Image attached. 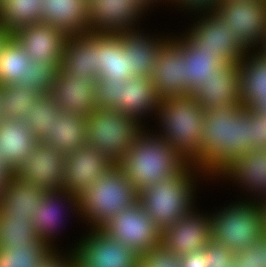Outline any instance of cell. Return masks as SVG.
<instances>
[{"instance_id": "obj_12", "label": "cell", "mask_w": 266, "mask_h": 267, "mask_svg": "<svg viewBox=\"0 0 266 267\" xmlns=\"http://www.w3.org/2000/svg\"><path fill=\"white\" fill-rule=\"evenodd\" d=\"M214 11L247 51H258L266 33V0H220Z\"/></svg>"}, {"instance_id": "obj_14", "label": "cell", "mask_w": 266, "mask_h": 267, "mask_svg": "<svg viewBox=\"0 0 266 267\" xmlns=\"http://www.w3.org/2000/svg\"><path fill=\"white\" fill-rule=\"evenodd\" d=\"M211 184V187L216 185L215 188L222 185L220 189L223 185L224 187L228 185L229 188L232 185L233 190L240 193H235L237 196L233 197L243 200L262 201L266 199V148H254L247 151Z\"/></svg>"}, {"instance_id": "obj_46", "label": "cell", "mask_w": 266, "mask_h": 267, "mask_svg": "<svg viewBox=\"0 0 266 267\" xmlns=\"http://www.w3.org/2000/svg\"><path fill=\"white\" fill-rule=\"evenodd\" d=\"M181 267H207L204 248L180 257Z\"/></svg>"}, {"instance_id": "obj_34", "label": "cell", "mask_w": 266, "mask_h": 267, "mask_svg": "<svg viewBox=\"0 0 266 267\" xmlns=\"http://www.w3.org/2000/svg\"><path fill=\"white\" fill-rule=\"evenodd\" d=\"M52 250L41 240L39 243H10L0 247V267H40Z\"/></svg>"}, {"instance_id": "obj_13", "label": "cell", "mask_w": 266, "mask_h": 267, "mask_svg": "<svg viewBox=\"0 0 266 267\" xmlns=\"http://www.w3.org/2000/svg\"><path fill=\"white\" fill-rule=\"evenodd\" d=\"M100 229L138 253L161 244L162 231L139 201L113 216Z\"/></svg>"}, {"instance_id": "obj_38", "label": "cell", "mask_w": 266, "mask_h": 267, "mask_svg": "<svg viewBox=\"0 0 266 267\" xmlns=\"http://www.w3.org/2000/svg\"><path fill=\"white\" fill-rule=\"evenodd\" d=\"M61 63L31 61L27 66L26 81L21 85L39 95L50 94Z\"/></svg>"}, {"instance_id": "obj_5", "label": "cell", "mask_w": 266, "mask_h": 267, "mask_svg": "<svg viewBox=\"0 0 266 267\" xmlns=\"http://www.w3.org/2000/svg\"><path fill=\"white\" fill-rule=\"evenodd\" d=\"M233 198L211 208V240L236 252L258 244L265 231L258 201Z\"/></svg>"}, {"instance_id": "obj_53", "label": "cell", "mask_w": 266, "mask_h": 267, "mask_svg": "<svg viewBox=\"0 0 266 267\" xmlns=\"http://www.w3.org/2000/svg\"><path fill=\"white\" fill-rule=\"evenodd\" d=\"M255 110H261V111H263V112L266 113V96L263 97V102L260 103V104L255 108Z\"/></svg>"}, {"instance_id": "obj_54", "label": "cell", "mask_w": 266, "mask_h": 267, "mask_svg": "<svg viewBox=\"0 0 266 267\" xmlns=\"http://www.w3.org/2000/svg\"><path fill=\"white\" fill-rule=\"evenodd\" d=\"M1 108H2V104H1V88H0V120L2 119Z\"/></svg>"}, {"instance_id": "obj_40", "label": "cell", "mask_w": 266, "mask_h": 267, "mask_svg": "<svg viewBox=\"0 0 266 267\" xmlns=\"http://www.w3.org/2000/svg\"><path fill=\"white\" fill-rule=\"evenodd\" d=\"M122 81L96 80V104L101 109H114L119 104Z\"/></svg>"}, {"instance_id": "obj_52", "label": "cell", "mask_w": 266, "mask_h": 267, "mask_svg": "<svg viewBox=\"0 0 266 267\" xmlns=\"http://www.w3.org/2000/svg\"><path fill=\"white\" fill-rule=\"evenodd\" d=\"M258 51L264 55L266 57V33H265V37L263 39V43L261 45V47L258 49Z\"/></svg>"}, {"instance_id": "obj_41", "label": "cell", "mask_w": 266, "mask_h": 267, "mask_svg": "<svg viewBox=\"0 0 266 267\" xmlns=\"http://www.w3.org/2000/svg\"><path fill=\"white\" fill-rule=\"evenodd\" d=\"M219 2L220 0H165V8L170 9L169 11L172 9V12L176 10L178 14L184 13L181 16H188L194 13L213 11Z\"/></svg>"}, {"instance_id": "obj_7", "label": "cell", "mask_w": 266, "mask_h": 267, "mask_svg": "<svg viewBox=\"0 0 266 267\" xmlns=\"http://www.w3.org/2000/svg\"><path fill=\"white\" fill-rule=\"evenodd\" d=\"M143 127L128 114L98 108L87 117L86 143L116 164L131 148Z\"/></svg>"}, {"instance_id": "obj_55", "label": "cell", "mask_w": 266, "mask_h": 267, "mask_svg": "<svg viewBox=\"0 0 266 267\" xmlns=\"http://www.w3.org/2000/svg\"><path fill=\"white\" fill-rule=\"evenodd\" d=\"M0 162H5L2 156H0Z\"/></svg>"}, {"instance_id": "obj_6", "label": "cell", "mask_w": 266, "mask_h": 267, "mask_svg": "<svg viewBox=\"0 0 266 267\" xmlns=\"http://www.w3.org/2000/svg\"><path fill=\"white\" fill-rule=\"evenodd\" d=\"M138 200L139 193L114 164L79 196L82 229L101 228L113 216L133 206Z\"/></svg>"}, {"instance_id": "obj_32", "label": "cell", "mask_w": 266, "mask_h": 267, "mask_svg": "<svg viewBox=\"0 0 266 267\" xmlns=\"http://www.w3.org/2000/svg\"><path fill=\"white\" fill-rule=\"evenodd\" d=\"M41 21L42 0L0 1V29L7 33Z\"/></svg>"}, {"instance_id": "obj_17", "label": "cell", "mask_w": 266, "mask_h": 267, "mask_svg": "<svg viewBox=\"0 0 266 267\" xmlns=\"http://www.w3.org/2000/svg\"><path fill=\"white\" fill-rule=\"evenodd\" d=\"M113 165L103 152L86 143L66 155L63 187L70 194L79 197Z\"/></svg>"}, {"instance_id": "obj_9", "label": "cell", "mask_w": 266, "mask_h": 267, "mask_svg": "<svg viewBox=\"0 0 266 267\" xmlns=\"http://www.w3.org/2000/svg\"><path fill=\"white\" fill-rule=\"evenodd\" d=\"M41 201L42 208L34 212V218L31 220L35 233L51 250H66L67 246L64 247L61 242L65 237L62 234L69 232L66 231L68 229L66 227L69 224L72 225V222H76L79 226L82 224L79 197L62 188L45 191ZM71 219L72 221H70ZM73 219L75 220L73 221ZM68 222L71 223L68 224ZM60 242L61 244H58Z\"/></svg>"}, {"instance_id": "obj_15", "label": "cell", "mask_w": 266, "mask_h": 267, "mask_svg": "<svg viewBox=\"0 0 266 267\" xmlns=\"http://www.w3.org/2000/svg\"><path fill=\"white\" fill-rule=\"evenodd\" d=\"M199 205L162 231L161 244L179 257L199 251L211 241L210 210Z\"/></svg>"}, {"instance_id": "obj_8", "label": "cell", "mask_w": 266, "mask_h": 267, "mask_svg": "<svg viewBox=\"0 0 266 267\" xmlns=\"http://www.w3.org/2000/svg\"><path fill=\"white\" fill-rule=\"evenodd\" d=\"M81 231L76 232L74 242L66 243V250L74 252L79 267H138L137 251L113 240L100 228Z\"/></svg>"}, {"instance_id": "obj_1", "label": "cell", "mask_w": 266, "mask_h": 267, "mask_svg": "<svg viewBox=\"0 0 266 267\" xmlns=\"http://www.w3.org/2000/svg\"><path fill=\"white\" fill-rule=\"evenodd\" d=\"M201 171L214 181L251 151V108L227 105L204 109Z\"/></svg>"}, {"instance_id": "obj_27", "label": "cell", "mask_w": 266, "mask_h": 267, "mask_svg": "<svg viewBox=\"0 0 266 267\" xmlns=\"http://www.w3.org/2000/svg\"><path fill=\"white\" fill-rule=\"evenodd\" d=\"M68 36L88 33L87 0H42V21Z\"/></svg>"}, {"instance_id": "obj_2", "label": "cell", "mask_w": 266, "mask_h": 267, "mask_svg": "<svg viewBox=\"0 0 266 267\" xmlns=\"http://www.w3.org/2000/svg\"><path fill=\"white\" fill-rule=\"evenodd\" d=\"M211 182L212 180L196 165L189 163L177 174L141 191L138 201L163 231L199 206L201 201L198 193L202 192L205 184V189L207 186L209 188Z\"/></svg>"}, {"instance_id": "obj_48", "label": "cell", "mask_w": 266, "mask_h": 267, "mask_svg": "<svg viewBox=\"0 0 266 267\" xmlns=\"http://www.w3.org/2000/svg\"><path fill=\"white\" fill-rule=\"evenodd\" d=\"M151 13L154 12L156 14V9L160 10L159 7L164 9L166 6L165 0H139ZM156 8V9H155ZM155 10V11H154Z\"/></svg>"}, {"instance_id": "obj_35", "label": "cell", "mask_w": 266, "mask_h": 267, "mask_svg": "<svg viewBox=\"0 0 266 267\" xmlns=\"http://www.w3.org/2000/svg\"><path fill=\"white\" fill-rule=\"evenodd\" d=\"M1 88V116L9 120L25 121L30 106L40 96L35 91L22 85L0 86Z\"/></svg>"}, {"instance_id": "obj_10", "label": "cell", "mask_w": 266, "mask_h": 267, "mask_svg": "<svg viewBox=\"0 0 266 267\" xmlns=\"http://www.w3.org/2000/svg\"><path fill=\"white\" fill-rule=\"evenodd\" d=\"M187 17L188 23L186 22L182 31L199 49L215 52L218 60L224 65L240 61L247 52L237 41L236 32L232 31L227 20H223L214 10L190 14Z\"/></svg>"}, {"instance_id": "obj_11", "label": "cell", "mask_w": 266, "mask_h": 267, "mask_svg": "<svg viewBox=\"0 0 266 267\" xmlns=\"http://www.w3.org/2000/svg\"><path fill=\"white\" fill-rule=\"evenodd\" d=\"M151 15L139 0H88V28L91 33L138 30L144 28L147 17L151 18Z\"/></svg>"}, {"instance_id": "obj_37", "label": "cell", "mask_w": 266, "mask_h": 267, "mask_svg": "<svg viewBox=\"0 0 266 267\" xmlns=\"http://www.w3.org/2000/svg\"><path fill=\"white\" fill-rule=\"evenodd\" d=\"M41 239L34 231L31 220L19 217L0 216V247L10 243H39Z\"/></svg>"}, {"instance_id": "obj_29", "label": "cell", "mask_w": 266, "mask_h": 267, "mask_svg": "<svg viewBox=\"0 0 266 267\" xmlns=\"http://www.w3.org/2000/svg\"><path fill=\"white\" fill-rule=\"evenodd\" d=\"M39 140L22 121L0 120V156L15 172Z\"/></svg>"}, {"instance_id": "obj_28", "label": "cell", "mask_w": 266, "mask_h": 267, "mask_svg": "<svg viewBox=\"0 0 266 267\" xmlns=\"http://www.w3.org/2000/svg\"><path fill=\"white\" fill-rule=\"evenodd\" d=\"M86 133V117L60 110L51 130L40 141L67 155L86 144Z\"/></svg>"}, {"instance_id": "obj_16", "label": "cell", "mask_w": 266, "mask_h": 267, "mask_svg": "<svg viewBox=\"0 0 266 267\" xmlns=\"http://www.w3.org/2000/svg\"><path fill=\"white\" fill-rule=\"evenodd\" d=\"M66 154L40 140L14 174L44 191L64 188Z\"/></svg>"}, {"instance_id": "obj_50", "label": "cell", "mask_w": 266, "mask_h": 267, "mask_svg": "<svg viewBox=\"0 0 266 267\" xmlns=\"http://www.w3.org/2000/svg\"><path fill=\"white\" fill-rule=\"evenodd\" d=\"M11 36V33H7L4 30L0 29V51L5 41Z\"/></svg>"}, {"instance_id": "obj_23", "label": "cell", "mask_w": 266, "mask_h": 267, "mask_svg": "<svg viewBox=\"0 0 266 267\" xmlns=\"http://www.w3.org/2000/svg\"><path fill=\"white\" fill-rule=\"evenodd\" d=\"M160 99L150 77L132 76L121 85L119 104L113 109L128 114L142 125L155 120Z\"/></svg>"}, {"instance_id": "obj_47", "label": "cell", "mask_w": 266, "mask_h": 267, "mask_svg": "<svg viewBox=\"0 0 266 267\" xmlns=\"http://www.w3.org/2000/svg\"><path fill=\"white\" fill-rule=\"evenodd\" d=\"M14 171L8 166L6 162H0V201L7 182Z\"/></svg>"}, {"instance_id": "obj_31", "label": "cell", "mask_w": 266, "mask_h": 267, "mask_svg": "<svg viewBox=\"0 0 266 267\" xmlns=\"http://www.w3.org/2000/svg\"><path fill=\"white\" fill-rule=\"evenodd\" d=\"M241 103L255 109L266 96V57L259 51H247L239 61Z\"/></svg>"}, {"instance_id": "obj_39", "label": "cell", "mask_w": 266, "mask_h": 267, "mask_svg": "<svg viewBox=\"0 0 266 267\" xmlns=\"http://www.w3.org/2000/svg\"><path fill=\"white\" fill-rule=\"evenodd\" d=\"M138 267H181V260L178 255L160 244L139 253Z\"/></svg>"}, {"instance_id": "obj_22", "label": "cell", "mask_w": 266, "mask_h": 267, "mask_svg": "<svg viewBox=\"0 0 266 267\" xmlns=\"http://www.w3.org/2000/svg\"><path fill=\"white\" fill-rule=\"evenodd\" d=\"M186 59L168 41L158 53L150 79L158 98L182 96L186 94Z\"/></svg>"}, {"instance_id": "obj_21", "label": "cell", "mask_w": 266, "mask_h": 267, "mask_svg": "<svg viewBox=\"0 0 266 267\" xmlns=\"http://www.w3.org/2000/svg\"><path fill=\"white\" fill-rule=\"evenodd\" d=\"M145 28L122 33L124 49L128 52L129 70H133V76L150 77L158 53L172 35V30L153 33L147 24Z\"/></svg>"}, {"instance_id": "obj_36", "label": "cell", "mask_w": 266, "mask_h": 267, "mask_svg": "<svg viewBox=\"0 0 266 267\" xmlns=\"http://www.w3.org/2000/svg\"><path fill=\"white\" fill-rule=\"evenodd\" d=\"M60 107L52 100L50 94L40 95L30 106V111L24 123L27 128L40 140L49 133Z\"/></svg>"}, {"instance_id": "obj_25", "label": "cell", "mask_w": 266, "mask_h": 267, "mask_svg": "<svg viewBox=\"0 0 266 267\" xmlns=\"http://www.w3.org/2000/svg\"><path fill=\"white\" fill-rule=\"evenodd\" d=\"M100 33L69 36L66 41L59 71L73 76L98 79V48Z\"/></svg>"}, {"instance_id": "obj_42", "label": "cell", "mask_w": 266, "mask_h": 267, "mask_svg": "<svg viewBox=\"0 0 266 267\" xmlns=\"http://www.w3.org/2000/svg\"><path fill=\"white\" fill-rule=\"evenodd\" d=\"M204 252L207 258V267H230L234 265V252L212 240L204 247Z\"/></svg>"}, {"instance_id": "obj_44", "label": "cell", "mask_w": 266, "mask_h": 267, "mask_svg": "<svg viewBox=\"0 0 266 267\" xmlns=\"http://www.w3.org/2000/svg\"><path fill=\"white\" fill-rule=\"evenodd\" d=\"M251 148H266V113L251 109Z\"/></svg>"}, {"instance_id": "obj_24", "label": "cell", "mask_w": 266, "mask_h": 267, "mask_svg": "<svg viewBox=\"0 0 266 267\" xmlns=\"http://www.w3.org/2000/svg\"><path fill=\"white\" fill-rule=\"evenodd\" d=\"M174 31L169 41L186 59V94H190L224 64L218 60L215 52L199 49L183 31Z\"/></svg>"}, {"instance_id": "obj_43", "label": "cell", "mask_w": 266, "mask_h": 267, "mask_svg": "<svg viewBox=\"0 0 266 267\" xmlns=\"http://www.w3.org/2000/svg\"><path fill=\"white\" fill-rule=\"evenodd\" d=\"M234 265L239 267H264L263 241L241 251L234 252Z\"/></svg>"}, {"instance_id": "obj_33", "label": "cell", "mask_w": 266, "mask_h": 267, "mask_svg": "<svg viewBox=\"0 0 266 267\" xmlns=\"http://www.w3.org/2000/svg\"><path fill=\"white\" fill-rule=\"evenodd\" d=\"M30 62L26 51L10 36L0 51V86L24 83Z\"/></svg>"}, {"instance_id": "obj_45", "label": "cell", "mask_w": 266, "mask_h": 267, "mask_svg": "<svg viewBox=\"0 0 266 267\" xmlns=\"http://www.w3.org/2000/svg\"><path fill=\"white\" fill-rule=\"evenodd\" d=\"M77 264L73 251H53L43 260L40 267H75Z\"/></svg>"}, {"instance_id": "obj_20", "label": "cell", "mask_w": 266, "mask_h": 267, "mask_svg": "<svg viewBox=\"0 0 266 267\" xmlns=\"http://www.w3.org/2000/svg\"><path fill=\"white\" fill-rule=\"evenodd\" d=\"M191 94L203 109L242 105L239 61L221 66Z\"/></svg>"}, {"instance_id": "obj_19", "label": "cell", "mask_w": 266, "mask_h": 267, "mask_svg": "<svg viewBox=\"0 0 266 267\" xmlns=\"http://www.w3.org/2000/svg\"><path fill=\"white\" fill-rule=\"evenodd\" d=\"M96 78L73 76L60 72L53 82L50 97L62 111L88 117L98 109L96 104Z\"/></svg>"}, {"instance_id": "obj_3", "label": "cell", "mask_w": 266, "mask_h": 267, "mask_svg": "<svg viewBox=\"0 0 266 267\" xmlns=\"http://www.w3.org/2000/svg\"><path fill=\"white\" fill-rule=\"evenodd\" d=\"M189 163L151 127L144 126L117 163L138 193L182 171Z\"/></svg>"}, {"instance_id": "obj_51", "label": "cell", "mask_w": 266, "mask_h": 267, "mask_svg": "<svg viewBox=\"0 0 266 267\" xmlns=\"http://www.w3.org/2000/svg\"><path fill=\"white\" fill-rule=\"evenodd\" d=\"M261 240L263 241V249H264V267H266V233L264 232Z\"/></svg>"}, {"instance_id": "obj_18", "label": "cell", "mask_w": 266, "mask_h": 267, "mask_svg": "<svg viewBox=\"0 0 266 267\" xmlns=\"http://www.w3.org/2000/svg\"><path fill=\"white\" fill-rule=\"evenodd\" d=\"M11 36L21 45L31 61L61 63L69 36L43 22L22 26Z\"/></svg>"}, {"instance_id": "obj_4", "label": "cell", "mask_w": 266, "mask_h": 267, "mask_svg": "<svg viewBox=\"0 0 266 267\" xmlns=\"http://www.w3.org/2000/svg\"><path fill=\"white\" fill-rule=\"evenodd\" d=\"M154 122L150 127L188 163L201 170V137L205 119L204 109L194 96L190 93L161 99Z\"/></svg>"}, {"instance_id": "obj_49", "label": "cell", "mask_w": 266, "mask_h": 267, "mask_svg": "<svg viewBox=\"0 0 266 267\" xmlns=\"http://www.w3.org/2000/svg\"><path fill=\"white\" fill-rule=\"evenodd\" d=\"M258 206L262 213V220H263V228L266 233V199L262 201H258Z\"/></svg>"}, {"instance_id": "obj_26", "label": "cell", "mask_w": 266, "mask_h": 267, "mask_svg": "<svg viewBox=\"0 0 266 267\" xmlns=\"http://www.w3.org/2000/svg\"><path fill=\"white\" fill-rule=\"evenodd\" d=\"M45 191L31 182L17 177L9 178L0 201L1 217H19L32 220L34 212L42 208Z\"/></svg>"}, {"instance_id": "obj_30", "label": "cell", "mask_w": 266, "mask_h": 267, "mask_svg": "<svg viewBox=\"0 0 266 267\" xmlns=\"http://www.w3.org/2000/svg\"><path fill=\"white\" fill-rule=\"evenodd\" d=\"M98 78L126 82L133 76L129 70L128 52L122 33H100L98 48Z\"/></svg>"}]
</instances>
